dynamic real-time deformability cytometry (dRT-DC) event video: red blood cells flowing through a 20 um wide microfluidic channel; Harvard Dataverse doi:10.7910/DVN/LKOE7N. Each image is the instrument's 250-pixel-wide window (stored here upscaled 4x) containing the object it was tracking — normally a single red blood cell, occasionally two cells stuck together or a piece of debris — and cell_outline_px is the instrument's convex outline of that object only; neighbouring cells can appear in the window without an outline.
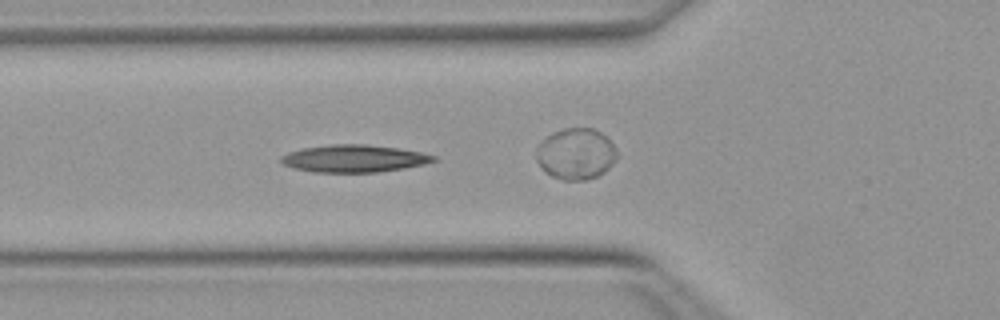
{"species": "Egyptian fruit bat (a non-hibernating species)", "species_latin": "Rousettus aegyptiacus", "temperature_condition": "warm", "stored_images_in_passage": 43, "camera_frame_rate_fps": 3000, "um_per_image_px": 0.085, "animal": {"sex": "female"}, "frame": {"image": 1, "passage_image": 18, "time_ms": 5.667, "image_size_px": [1000, 320], "cell_outline_px": [[436, 160], [424, 164], [404, 168], [376, 172], [312, 172], [292, 168], [280, 164], [280, 156], [288, 152], [304, 148], [332, 144], [364, 144], [396, 148], [420, 152], [436, 156]], "centroid_in_image_um": [30.03, 13.48], "position_along_channel_um": 95.8, "area_um2": 24.28}}
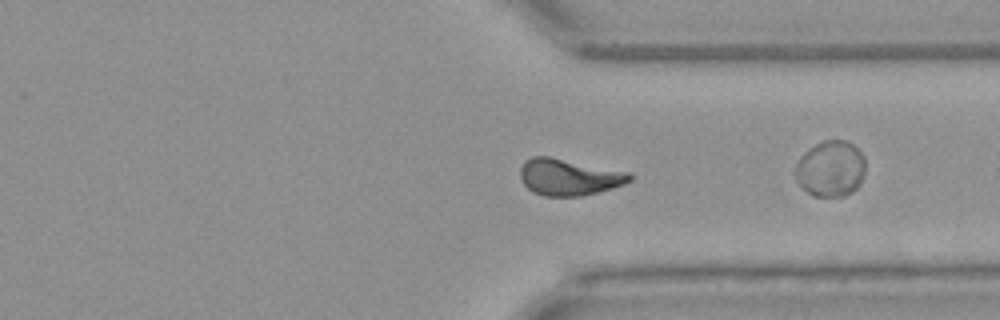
{"frame": {"image": 2, "passage_image": 38, "time_ms": 12.333, "image_size_px": [1000, 320], "cell_outline_px": [[632, 180], [624, 184], [612, 188], [580, 196], [544, 196], [532, 192], [520, 180], [520, 168], [524, 160], [532, 156], [548, 156], [632, 172]], "centroid_in_image_um": [48.35, 15.04], "position_along_channel_um": 363.0, "area_um2": 23.52}, "authors_computed_cell_mechanics": {"area_um2": 23.4668, "velocity_mm_per_s": 4.0067, "shape_relaxation_time_tau1_ms": null, "shape_relaxation_time_tau2_ms": 3.2045, "deformation_change_tau1": null, "deformation_change_tau2": 0.1108}}